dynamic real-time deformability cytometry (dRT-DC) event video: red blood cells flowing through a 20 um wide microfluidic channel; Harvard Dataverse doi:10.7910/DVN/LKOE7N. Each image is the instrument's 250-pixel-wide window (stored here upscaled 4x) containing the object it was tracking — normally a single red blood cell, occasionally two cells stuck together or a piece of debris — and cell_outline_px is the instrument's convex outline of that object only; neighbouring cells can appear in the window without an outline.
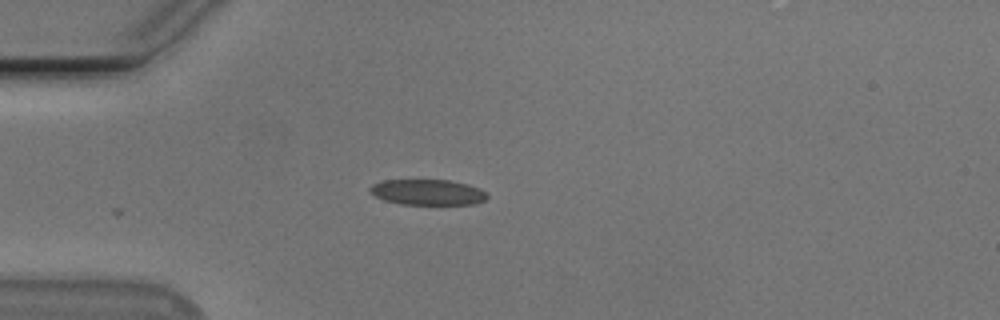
{"species": "Egyptian fruit bat (a non-hibernating species)", "species_latin": "Rousettus aegyptiacus", "temperature_condition": "cold", "stored_images_in_passage": 25, "camera_frame_rate_fps": 3000, "um_per_image_px": 0.085, "animal": {"sex": "male"}, "frame": {"image": 1, "passage_image": 1, "time_ms": 0.0, "image_size_px": [1000, 320], "cell_outline_px": [[488, 196], [484, 200], [476, 204], [400, 204], [384, 200], [376, 196], [368, 188], [372, 184], [384, 180], [448, 180], [468, 184], [480, 188]], "centroid_in_image_um": [36.35, 16.33], "position_along_channel_um": 48.6, "area_um2": 17.4}}
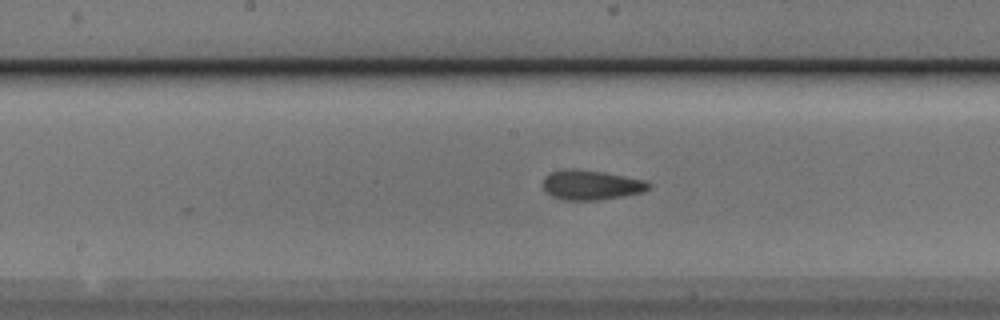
{"frame": {"image": 2, "passage_image": 14, "time_ms": 4.333, "image_size_px": [1000, 320], "cell_outline_px": [[652, 184], [644, 192], [600, 200], [564, 200], [552, 196], [544, 188], [544, 176], [560, 168], [576, 168], [604, 172], [648, 180]], "centroid_in_image_um": [50.27, 15.7], "position_along_channel_um": 197.9, "area_um2": 18.55}}
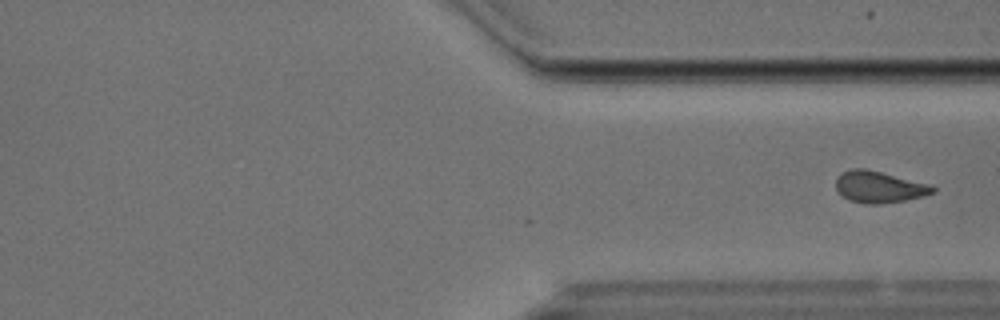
{"frame": {"image": 3, "passage_image": 25, "time_ms": 8.0, "image_size_px": [1000, 320], "cell_outline_px": [[936, 192], [924, 196], [884, 204], [868, 204], [848, 200], [836, 188], [836, 176], [852, 168], [864, 168], [932, 184], [936, 188]], "centroid_in_image_um": [74.77, 15.89], "position_along_channel_um": 336.6, "area_um2": 17.92}}